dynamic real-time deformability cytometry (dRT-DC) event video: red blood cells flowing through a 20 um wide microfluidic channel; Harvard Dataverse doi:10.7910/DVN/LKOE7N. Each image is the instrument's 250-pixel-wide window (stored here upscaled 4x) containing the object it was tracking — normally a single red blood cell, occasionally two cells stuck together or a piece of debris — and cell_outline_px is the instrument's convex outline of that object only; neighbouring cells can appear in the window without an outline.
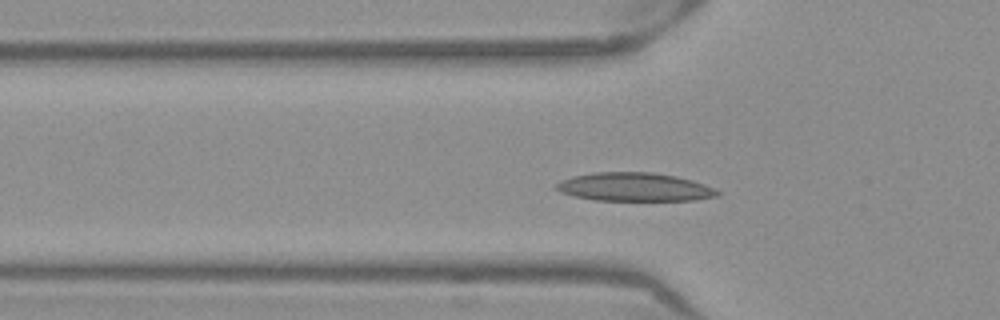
{"species": "Egyptian fruit bat (a non-hibernating species)", "species_latin": "Rousettus aegyptiacus", "temperature_condition": "warm", "stored_images_in_passage": 39, "segment_of_instrument_passage": [1, 2], "camera_frame_rate_fps": 3000, "um_per_image_px": 0.085, "frame": {"image": 1, "passage_image": 3, "time_ms": 0.667, "image_size_px": [1000, 320], "cell_outline_px": [[724, 192], [720, 196], [692, 200], [592, 200], [560, 192], [556, 188], [556, 184], [560, 180], [572, 176], [596, 172], [652, 172], [676, 176], [692, 180], [704, 184]], "centroid_in_image_um": [53.97, 15.89], "position_along_channel_um": 71.8, "area_um2": 26.82}}
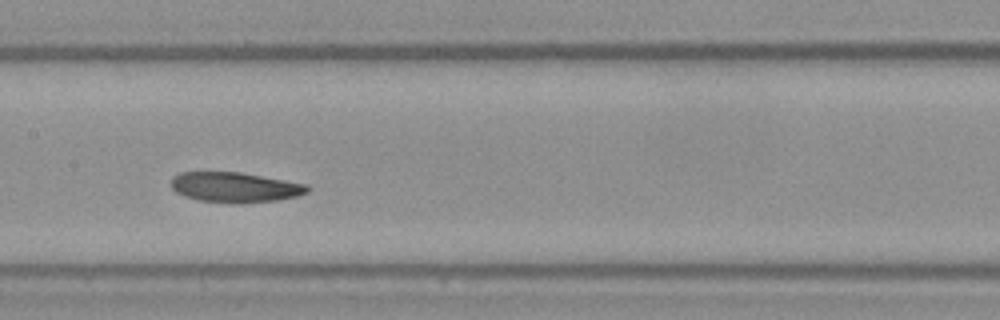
{"frame": {"image": 2, "passage_image": 12, "time_ms": 3.667, "image_size_px": [1000, 320], "cell_outline_px": [[312, 188], [308, 192], [296, 196], [276, 200], [240, 204], [228, 204], [200, 200], [184, 196], [176, 192], [172, 188], [172, 176], [180, 172], [240, 172], [308, 184]], "centroid_in_image_um": [19.99, 15.92], "position_along_channel_um": 187.4, "area_um2": 24.16}}
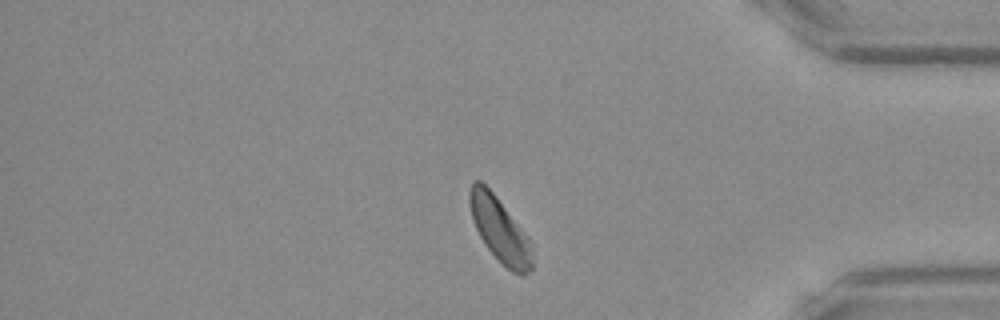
{"frame": {"image": 3, "passage_image": 30, "time_ms": 9.667, "image_size_px": [1000, 320], "cell_outline_px": [[532, 268], [524, 276], [520, 276], [512, 272], [484, 244], [472, 220], [468, 200], [468, 192], [472, 180], [480, 180], [496, 196], [528, 236], [532, 244]], "centroid_in_image_um": [42.47, 19.51], "position_along_channel_um": 392.7, "area_um2": 23.52}}